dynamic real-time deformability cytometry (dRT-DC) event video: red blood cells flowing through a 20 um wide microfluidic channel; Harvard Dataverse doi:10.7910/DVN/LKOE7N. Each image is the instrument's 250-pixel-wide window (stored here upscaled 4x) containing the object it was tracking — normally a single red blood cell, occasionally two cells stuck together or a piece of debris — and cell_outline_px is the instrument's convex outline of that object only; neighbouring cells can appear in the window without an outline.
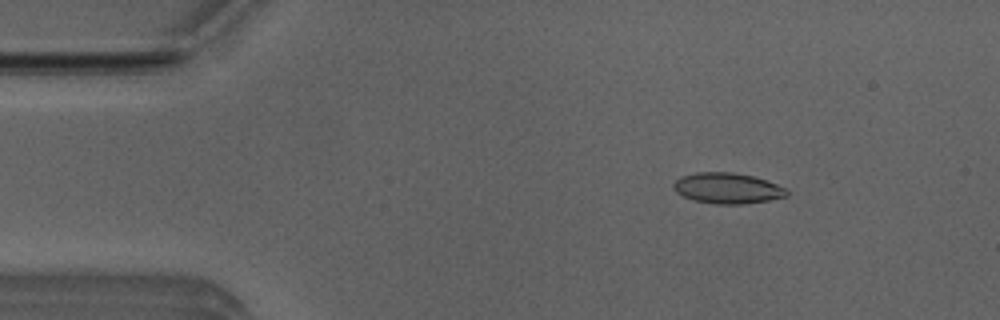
{"species": "Egyptian fruit bat (a non-hibernating species)", "species_latin": "Rousettus aegyptiacus", "temperature_condition": "room temperature", "stored_images_in_passage": 4, "camera_frame_rate_fps": 3000, "um_per_image_px": 0.085, "animal": {"sex": "male"}, "frame": {"image": 1, "passage_image": 2, "time_ms": 0.333, "image_size_px": [1000, 320], "cell_outline_px": [[788, 196], [768, 200], [744, 204], [716, 204], [692, 200], [676, 192], [672, 188], [672, 184], [680, 176], [696, 172], [732, 172], [752, 176], [788, 188]], "centroid_in_image_um": [61.81, 16.0], "position_along_channel_um": 23.2, "area_um2": 20.35}}